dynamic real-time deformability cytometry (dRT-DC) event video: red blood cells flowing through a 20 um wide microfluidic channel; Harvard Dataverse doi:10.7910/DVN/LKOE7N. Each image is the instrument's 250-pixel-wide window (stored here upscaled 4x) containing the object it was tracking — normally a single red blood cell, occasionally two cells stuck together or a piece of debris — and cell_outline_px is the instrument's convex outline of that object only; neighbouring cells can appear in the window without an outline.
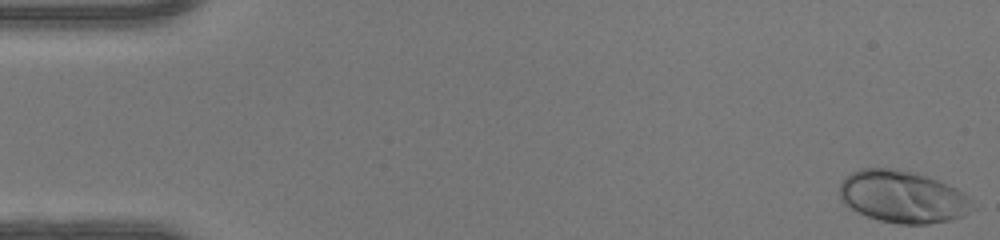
{"species": "human", "species_latin": "Homo sapiens", "temperature_condition": "warm", "stored_images_in_passage": 49, "camera_frame_rate_fps": 3000, "um_per_image_px": 0.085, "donor": {"sex": "female"}, "frame": {"image": 1, "passage_image": 1, "time_ms": 0.0, "image_size_px": [1000, 240], "cell_outline_px": [[976, 208], [960, 216], [948, 220], [928, 224], [900, 224], [880, 220], [868, 216], [844, 204], [840, 200], [840, 184], [844, 176], [860, 168], [888, 168], [912, 172], [928, 176], [956, 188], [968, 196], [972, 200]], "centroid_in_image_um": [76.72, 16.72], "position_along_channel_um": 8.3, "area_um2": 40.29}}
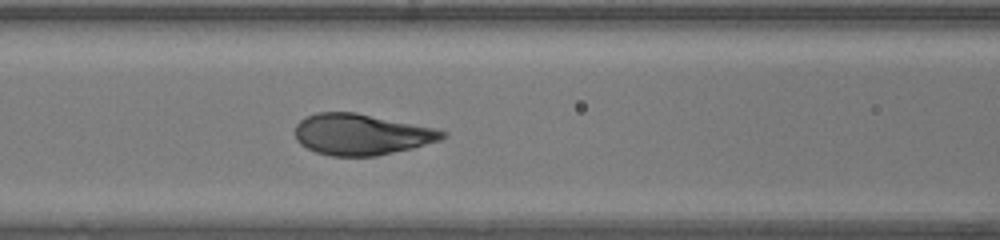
{"frame": {"image": 2, "passage_image": 21, "time_ms": 6.667, "image_size_px": [1000, 240], "cell_outline_px": [[448, 136], [440, 140], [412, 148], [376, 156], [332, 156], [316, 152], [300, 144], [296, 140], [296, 124], [304, 116], [316, 112], [356, 112], [436, 128], [448, 132]], "centroid_in_image_um": [30.72, 11.41], "position_along_channel_um": 135.9, "area_um2": 35.43}}
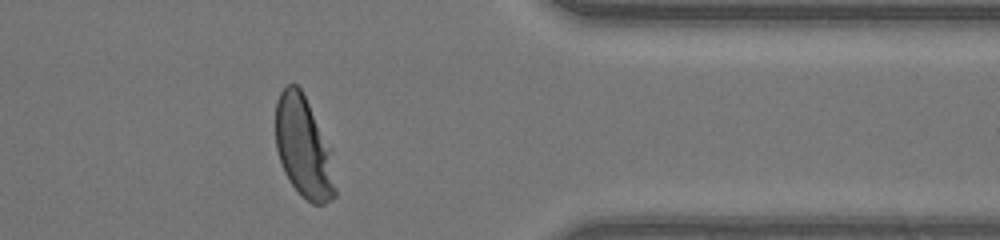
{"frame": {"image": 3, "passage_image": 40, "time_ms": 13.0, "image_size_px": [1000, 240], "cell_outline_px": [[336, 196], [332, 200], [324, 204], [312, 204], [288, 180], [284, 172], [276, 148], [276, 100], [280, 92], [288, 84], [296, 84], [300, 88], [332, 148], [336, 188]], "centroid_in_image_um": [25.84, 12.54], "position_along_channel_um": 385.6, "area_um2": 35.37}, "authors_computed_cell_mechanics": {"area_um2": 35.8938, "velocity_mm_per_s": 4.2001, "shape_relaxation_time_tau1_ms": 2.4552, "shape_relaxation_time_tau2_ms": null, "deformation_change_tau1": 0.1951, "deformation_change_tau2": null}}